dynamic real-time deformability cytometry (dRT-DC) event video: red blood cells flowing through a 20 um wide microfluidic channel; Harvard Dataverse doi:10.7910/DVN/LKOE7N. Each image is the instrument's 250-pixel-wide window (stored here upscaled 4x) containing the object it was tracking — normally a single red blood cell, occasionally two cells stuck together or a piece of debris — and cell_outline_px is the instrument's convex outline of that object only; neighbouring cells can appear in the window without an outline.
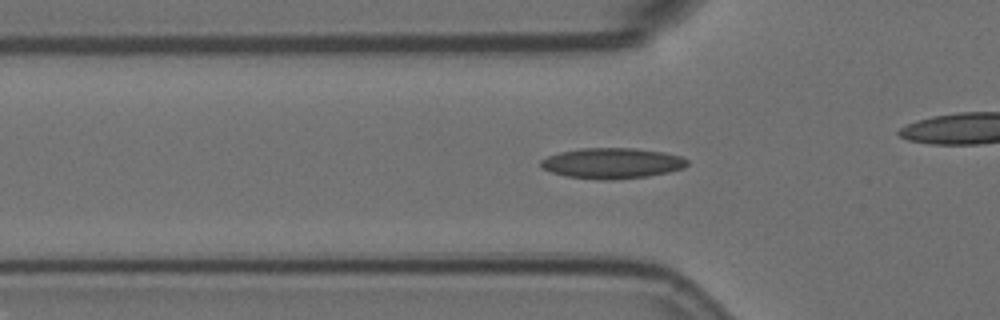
{"species": "Egyptian fruit bat (a non-hibernating species)", "species_latin": "Rousettus aegyptiacus", "temperature_condition": "room temperature", "stored_images_in_passage": 39, "camera_frame_rate_fps": 3000, "um_per_image_px": 0.085, "animal": {"sex": "female"}, "frame": {"image": 1, "passage_image": 11, "time_ms": 3.333, "image_size_px": [1000, 320], "cell_outline_px": [[688, 164], [684, 168], [668, 172], [648, 176], [612, 180], [600, 180], [568, 176], [552, 172], [540, 168], [540, 160], [548, 156], [560, 152], [580, 148], [636, 148], [664, 152], [680, 156], [688, 160]], "centroid_in_image_um": [52.03, 13.87], "position_along_channel_um": 73.8, "area_um2": 26.18}}
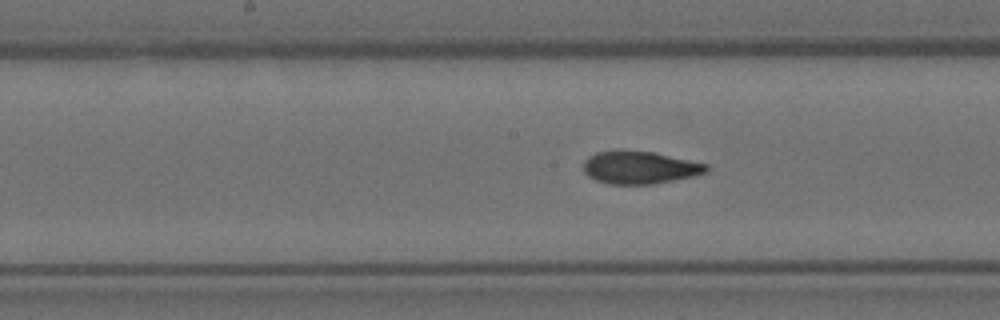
{"frame": {"image": 2, "passage_image": 21, "time_ms": 6.667, "image_size_px": [1000, 320], "cell_outline_px": [[708, 172], [696, 176], [652, 184], [608, 184], [596, 180], [588, 176], [584, 172], [584, 160], [588, 156], [596, 152], [624, 148], [652, 152], [708, 164]], "centroid_in_image_um": [54.35, 14.22], "position_along_channel_um": 193.8, "area_um2": 23.81}}
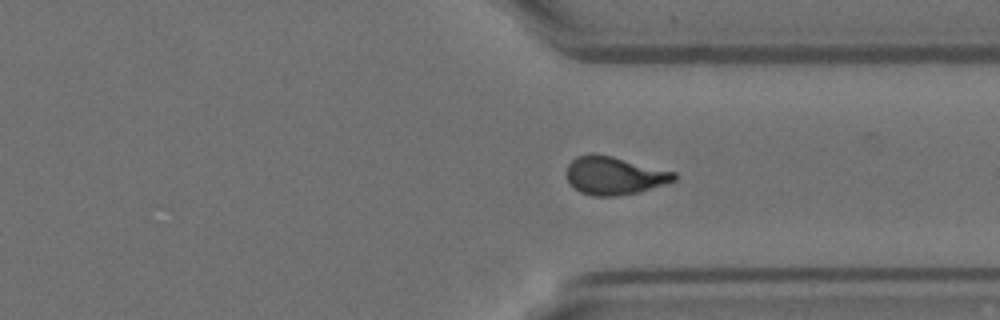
{"frame": {"image": 3, "passage_image": 35, "time_ms": 11.333, "image_size_px": [1000, 320], "cell_outline_px": [[676, 180], [636, 192], [616, 196], [592, 196], [580, 192], [568, 180], [564, 172], [568, 164], [576, 156], [592, 152], [612, 156], [676, 172]], "centroid_in_image_um": [52.16, 14.9], "position_along_channel_um": 359.2, "area_um2": 23.81}}